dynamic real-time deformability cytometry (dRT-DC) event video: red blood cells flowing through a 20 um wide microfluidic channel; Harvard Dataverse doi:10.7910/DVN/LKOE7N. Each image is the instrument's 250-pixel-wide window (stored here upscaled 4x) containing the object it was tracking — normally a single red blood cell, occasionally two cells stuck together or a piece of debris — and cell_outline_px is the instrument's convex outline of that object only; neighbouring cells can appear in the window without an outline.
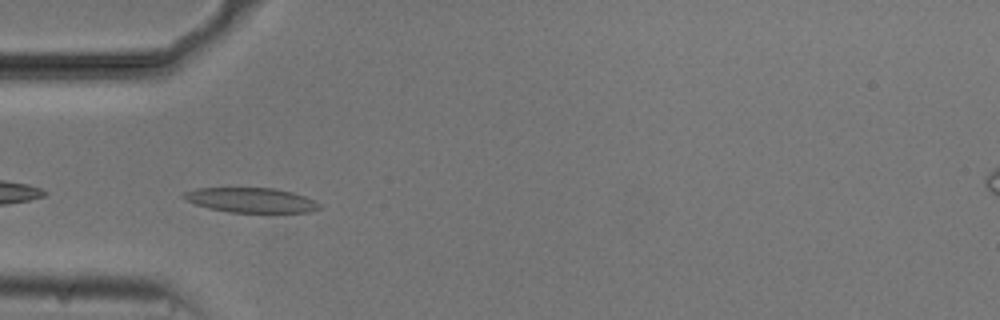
{"species": "common noctule bat (a hibernating species)", "species_latin": "Nyctalus noctula", "temperature_condition": "cold", "stored_images_in_passage": 30, "camera_frame_rate_fps": 3000, "um_per_image_px": 0.085, "animal": {"sex": "male", "body_mass_g": 20.5, "forearm_length_mm": 52.5}, "frame": {"image": 1, "passage_image": 2, "time_ms": 0.333, "image_size_px": [1000, 320], "cell_outline_px": [[320, 208], [308, 212], [228, 212], [208, 208], [184, 200], [180, 196], [184, 192], [196, 188], [276, 188], [292, 192], [304, 196], [320, 204]], "centroid_in_image_um": [21.27, 17.0], "position_along_channel_um": 63.7, "area_um2": 19.54}}
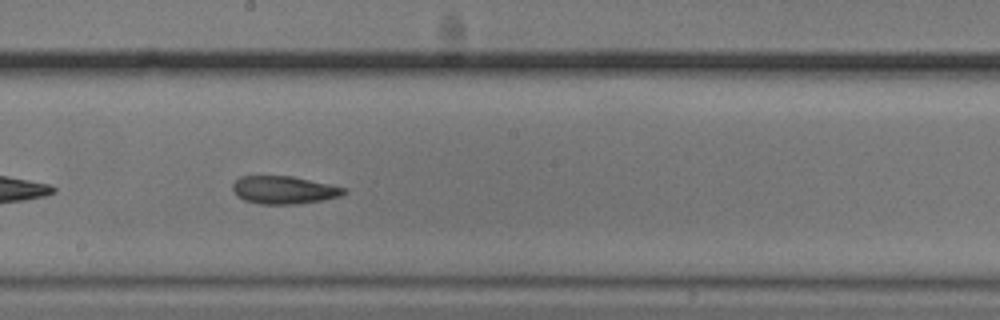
{"frame": {"image": 2, "passage_image": 15, "time_ms": 4.667, "image_size_px": [1000, 320], "cell_outline_px": [[348, 192], [340, 196], [324, 200], [296, 204], [260, 204], [244, 200], [236, 196], [232, 188], [232, 184], [240, 176], [292, 176], [348, 188]], "centroid_in_image_um": [24.15, 16.15], "position_along_channel_um": 224.1, "area_um2": 18.21}}
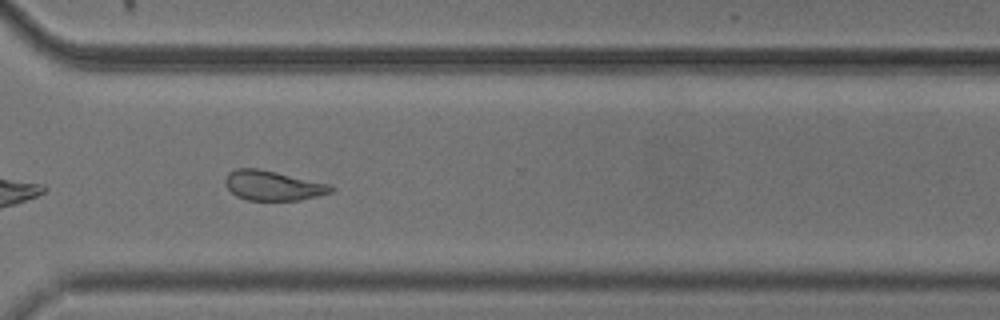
{"frame": {"image": 3, "passage_image": 25, "time_ms": 8.0, "image_size_px": [1000, 320], "cell_outline_px": [[336, 188], [332, 192], [300, 200], [248, 200], [236, 196], [228, 188], [224, 180], [228, 172], [236, 168], [256, 168], [276, 172], [332, 184]], "centroid_in_image_um": [23.22, 15.77], "position_along_channel_um": 347.4, "area_um2": 18.38}, "authors_computed_cell_mechanics": {"area_um2": 18.5249, "velocity_mm_per_s": 3.7124, "shape_relaxation_time_tau1_ms": 6.0933, "shape_relaxation_time_tau2_ms": 5.713, "deformation_change_tau1": 0.1476, "deformation_change_tau2": 0.1477}}